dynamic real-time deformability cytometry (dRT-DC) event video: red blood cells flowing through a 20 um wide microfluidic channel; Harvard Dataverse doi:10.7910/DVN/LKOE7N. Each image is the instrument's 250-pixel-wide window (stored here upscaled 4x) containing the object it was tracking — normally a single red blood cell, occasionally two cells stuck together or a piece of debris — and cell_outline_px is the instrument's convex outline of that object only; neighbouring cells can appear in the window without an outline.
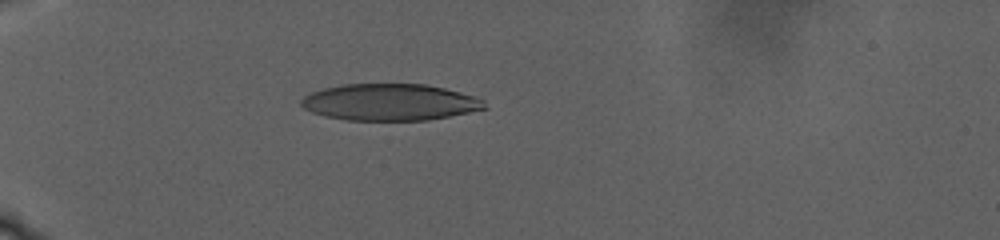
{"species": "human", "species_latin": "Homo sapiens", "temperature_condition": "warm", "stored_images_in_passage": 40, "camera_frame_rate_fps": 3000, "um_per_image_px": 0.085, "donor": {"sex": "male"}, "frame": {"image": 1, "passage_image": 13, "time_ms": 10.333, "image_size_px": [1000, 240], "cell_outline_px": [[488, 108], [428, 120], [348, 120], [324, 116], [312, 112], [304, 108], [300, 104], [300, 100], [304, 96], [312, 92], [324, 88], [340, 84], [424, 84], [444, 88], [476, 96], [484, 100]], "centroid_in_image_um": [33.13, 8.68], "position_along_channel_um": 51.9, "area_um2": 39.19}}
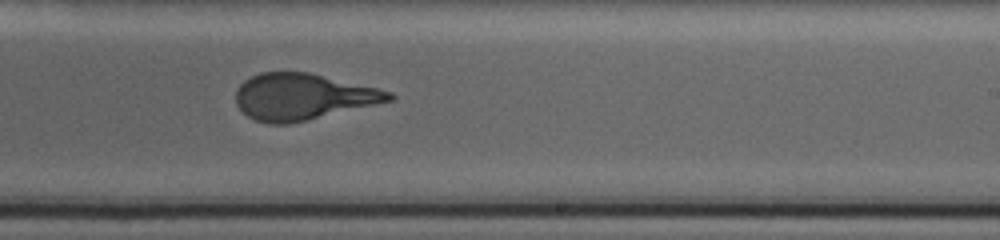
{"frame": {"image": 2, "passage_image": 27, "time_ms": 21.333, "image_size_px": [1000, 240], "cell_outline_px": [[396, 96], [392, 100], [308, 120], [288, 124], [272, 124], [256, 120], [248, 116], [236, 104], [236, 88], [244, 80], [260, 72], [308, 72], [376, 88], [392, 92]], "centroid_in_image_um": [25.7, 8.22], "position_along_channel_um": 263.3, "area_um2": 40.98}}
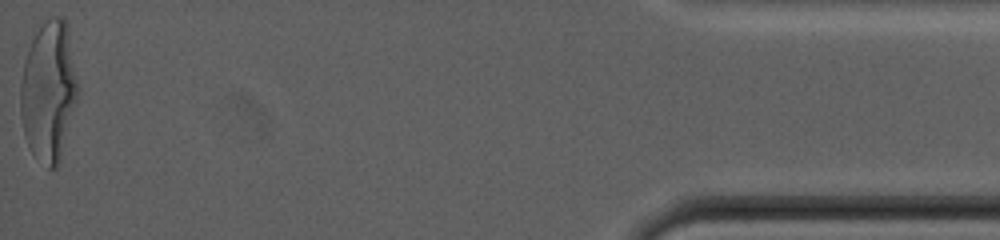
{"frame": {"image": 3, "passage_image": 40, "time_ms": 32.0, "image_size_px": [1000, 240], "cell_outline_px": [[80, 88], [60, 160], [56, 168], [48, 168], [32, 152], [28, 144], [24, 132], [20, 116], [20, 84], [24, 60], [32, 40], [36, 32], [44, 20], [48, 16], [60, 16], [68, 24]], "centroid_in_image_um": [4.16, 7.69], "position_along_channel_um": 431.0, "area_um2": 47.28}}